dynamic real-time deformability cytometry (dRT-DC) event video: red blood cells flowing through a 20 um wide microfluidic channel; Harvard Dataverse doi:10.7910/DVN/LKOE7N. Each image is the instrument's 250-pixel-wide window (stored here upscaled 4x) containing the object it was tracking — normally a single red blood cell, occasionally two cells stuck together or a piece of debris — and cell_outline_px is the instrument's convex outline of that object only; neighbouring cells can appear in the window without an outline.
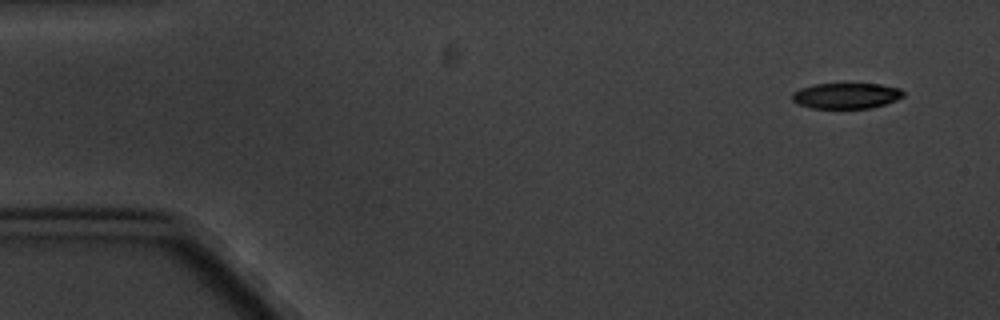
{"species": "common noctule bat (a hibernating species)", "species_latin": "Nyctalus noctula", "temperature_condition": "cold", "stored_images_in_passage": 5, "camera_frame_rate_fps": 3000, "um_per_image_px": 0.085, "animal": {"sex": "male", "body_mass_g": 20.1, "forearm_length_mm": 53.5}, "frame": {"image": 1, "passage_image": 1, "time_ms": 0.0, "image_size_px": [1000, 320], "cell_outline_px": [[904, 96], [896, 100], [872, 108], [812, 108], [800, 104], [792, 100], [792, 92], [800, 88], [816, 84], [880, 84], [900, 88], [904, 92]], "centroid_in_image_um": [71.94, 8.13], "position_along_channel_um": 13.1, "area_um2": 16.59}}